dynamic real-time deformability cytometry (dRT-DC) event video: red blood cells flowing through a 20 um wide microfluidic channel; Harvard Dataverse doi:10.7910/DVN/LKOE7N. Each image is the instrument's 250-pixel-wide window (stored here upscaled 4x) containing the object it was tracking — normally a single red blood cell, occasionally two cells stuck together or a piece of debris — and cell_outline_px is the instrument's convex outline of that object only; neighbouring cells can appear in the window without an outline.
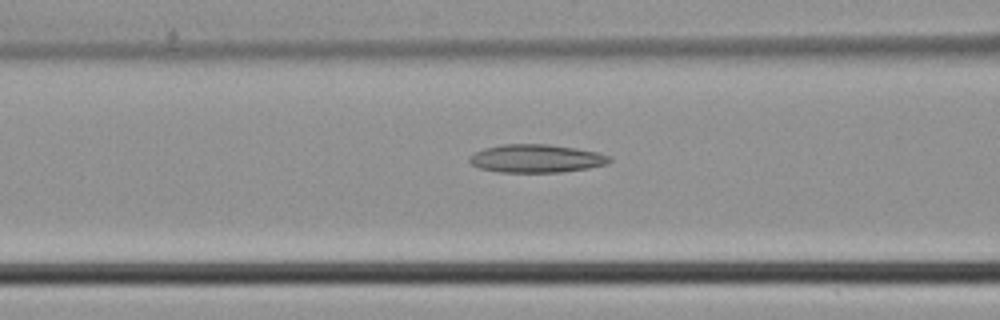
{"species": "common noctule bat (a hibernating species)", "species_latin": "Nyctalus noctula", "temperature_condition": "cold", "stored_images_in_passage": 24, "camera_frame_rate_fps": 3000, "um_per_image_px": 0.085, "animal": {"sex": "male", "body_mass_g": 21.5, "forearm_length_mm": 52.0}, "frame": {"image": 1, "passage_image": 5, "time_ms": 1.333, "image_size_px": [1000, 320], "cell_outline_px": [[612, 160], [608, 164], [588, 168], [560, 172], [500, 172], [480, 168], [472, 164], [468, 160], [468, 156], [472, 152], [484, 148], [500, 144], [548, 144], [576, 148], [596, 152], [612, 156]], "centroid_in_image_um": [45.57, 13.46], "position_along_channel_um": 121.0, "area_um2": 23.18}}
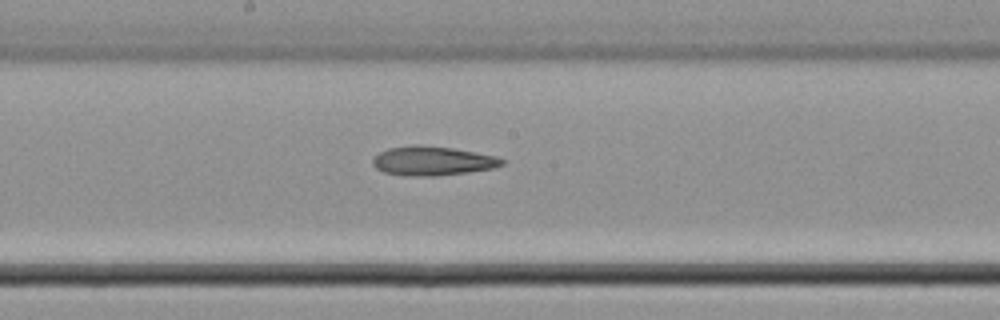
{"frame": {"image": 2, "passage_image": 11, "time_ms": 3.333, "image_size_px": [1000, 320], "cell_outline_px": [[504, 164], [492, 168], [468, 172], [436, 176], [404, 176], [384, 172], [376, 168], [372, 164], [372, 160], [380, 152], [388, 148], [412, 144], [420, 144], [452, 148], [476, 152], [496, 156], [504, 160]], "centroid_in_image_um": [36.74, 13.67], "position_along_channel_um": 211.5, "area_um2": 22.08}}
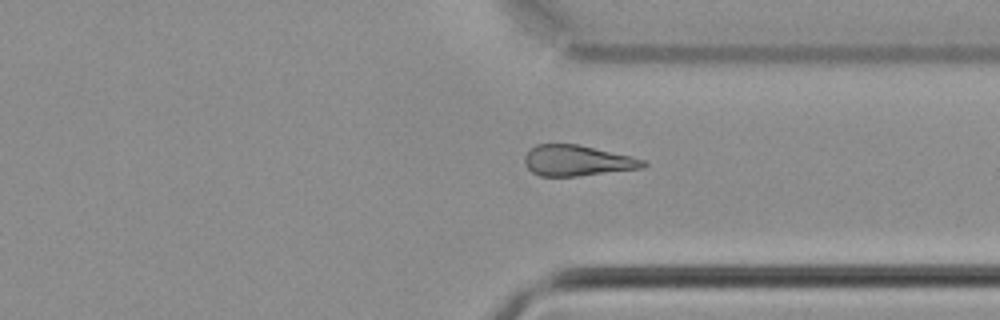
{"frame": {"image": 3, "passage_image": 21, "time_ms": 6.667, "image_size_px": [1000, 320], "cell_outline_px": [[648, 164], [640, 168], [576, 176], [540, 176], [532, 172], [528, 168], [524, 160], [524, 156], [536, 144], [576, 144], [632, 156], [648, 160]], "centroid_in_image_um": [49.08, 13.65], "position_along_channel_um": 362.3, "area_um2": 21.04}}